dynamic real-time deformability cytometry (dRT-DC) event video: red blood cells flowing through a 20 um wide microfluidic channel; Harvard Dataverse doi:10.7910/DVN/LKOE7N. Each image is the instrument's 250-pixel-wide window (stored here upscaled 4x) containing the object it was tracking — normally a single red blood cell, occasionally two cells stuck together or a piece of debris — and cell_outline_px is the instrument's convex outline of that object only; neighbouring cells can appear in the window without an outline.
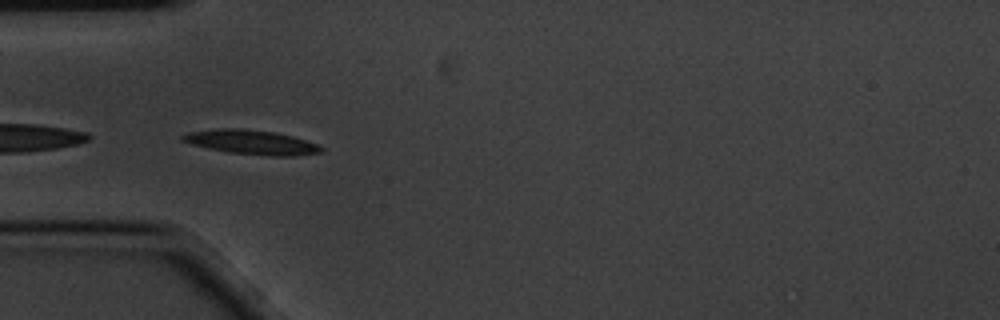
{"species": "common noctule bat (a hibernating species)", "species_latin": "Nyctalus noctula", "temperature_condition": "cold", "stored_images_in_passage": 10, "camera_frame_rate_fps": 3000, "um_per_image_px": 0.085, "animal": {"sex": "male", "body_mass_g": 20.1, "forearm_length_mm": 53.5}, "frame": {"image": 1, "passage_image": 6, "time_ms": 1.667, "image_size_px": [1000, 320], "cell_outline_px": [[324, 152], [296, 156], [272, 156], [228, 152], [208, 148], [192, 144], [180, 140], [180, 136], [188, 132], [216, 128], [244, 128], [272, 132], [292, 136], [316, 144], [324, 148]], "centroid_in_image_um": [21.35, 12.08], "position_along_channel_um": 63.6, "area_um2": 19.71}}
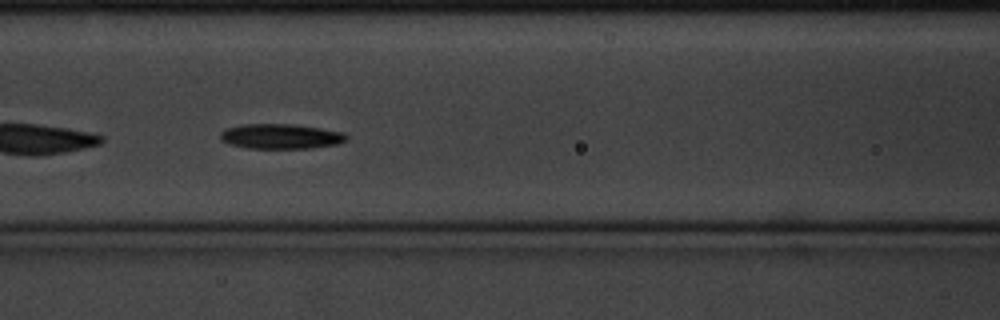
{"frame": {"image": 2, "passage_image": 8, "time_ms": 2.333, "image_size_px": [1000, 320], "cell_outline_px": [[348, 140], [340, 144], [312, 148], [248, 148], [228, 144], [220, 140], [220, 132], [224, 128], [244, 124], [292, 124], [320, 128], [344, 132], [348, 136]], "centroid_in_image_um": [23.87, 11.59], "position_along_channel_um": 142.7, "area_um2": 18.61}}
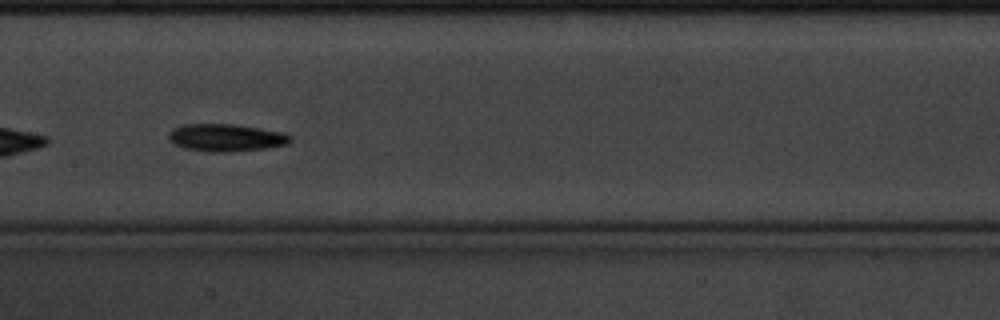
{"frame": {"image": 3, "passage_image": 9, "time_ms": 2.667, "image_size_px": [1000, 320], "cell_outline_px": [[292, 140], [288, 144], [268, 148], [228, 152], [208, 152], [184, 148], [168, 140], [168, 132], [172, 128], [184, 124], [232, 124], [284, 132], [292, 136]], "centroid_in_image_um": [19.21, 11.7], "position_along_channel_um": 188.2, "area_um2": 19.65}}